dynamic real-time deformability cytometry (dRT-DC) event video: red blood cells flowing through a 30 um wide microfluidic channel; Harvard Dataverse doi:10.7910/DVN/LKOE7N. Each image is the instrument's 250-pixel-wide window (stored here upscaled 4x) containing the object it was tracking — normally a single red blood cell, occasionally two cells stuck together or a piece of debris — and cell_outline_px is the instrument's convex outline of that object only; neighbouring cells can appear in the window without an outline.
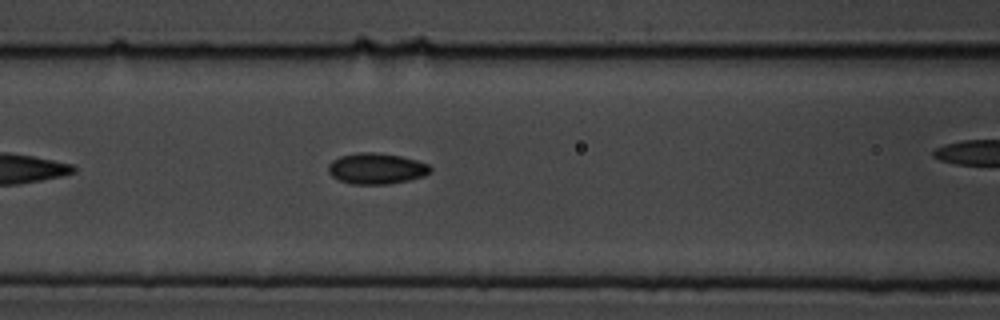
{"species": "common noctule bat (a hibernating species)", "species_latin": "Nyctalus noctula", "temperature_condition": "cold", "stored_images_in_passage": 8, "segment_of_instrument_passage": [1, 2], "camera_frame_rate_fps": 3000, "um_per_image_px": 0.085, "animal": {"sex": "male", "body_mass_g": 19.5, "forearm_length_mm": 54.6}, "frame": {"image": 1, "passage_image": 7, "time_ms": 2.0, "image_size_px": [1000, 320], "cell_outline_px": [[432, 168], [424, 176], [408, 180], [388, 184], [352, 184], [340, 180], [332, 176], [328, 172], [328, 164], [332, 160], [340, 156], [360, 152], [372, 152], [400, 156], [416, 160], [428, 164]], "centroid_in_image_um": [31.97, 14.33], "position_along_channel_um": 134.6, "area_um2": 18.26}}